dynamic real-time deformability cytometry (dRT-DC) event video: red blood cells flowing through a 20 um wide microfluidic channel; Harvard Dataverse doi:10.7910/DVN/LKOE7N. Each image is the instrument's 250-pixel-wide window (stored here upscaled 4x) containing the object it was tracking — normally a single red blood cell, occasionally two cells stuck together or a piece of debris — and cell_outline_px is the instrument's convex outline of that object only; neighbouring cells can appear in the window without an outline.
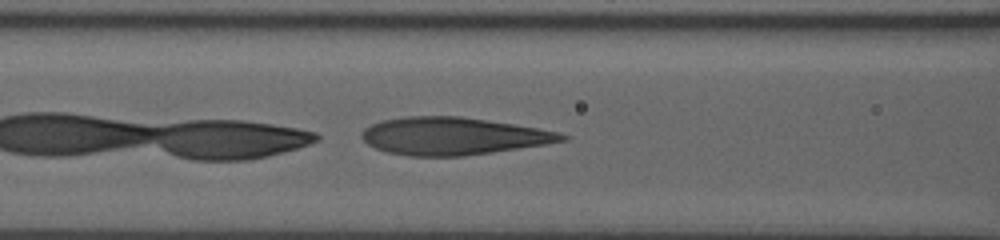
{"species": "human", "species_latin": "Homo sapiens", "temperature_condition": "room temperature", "stored_images_in_passage": 33, "camera_frame_rate_fps": 3000, "um_per_image_px": 0.085, "donor": {"sex": "male"}, "frame": {"image": 1, "passage_image": 7, "time_ms": 1.333, "image_size_px": [1000, 240], "cell_outline_px": [[568, 140], [544, 144], [492, 152], [464, 156], [408, 156], [388, 152], [376, 148], [368, 144], [360, 136], [364, 128], [372, 124], [384, 120], [404, 116], [460, 116], [512, 124], [560, 132], [568, 136]], "centroid_in_image_um": [38.48, 11.57], "position_along_channel_um": 128.1, "area_um2": 43.41}}
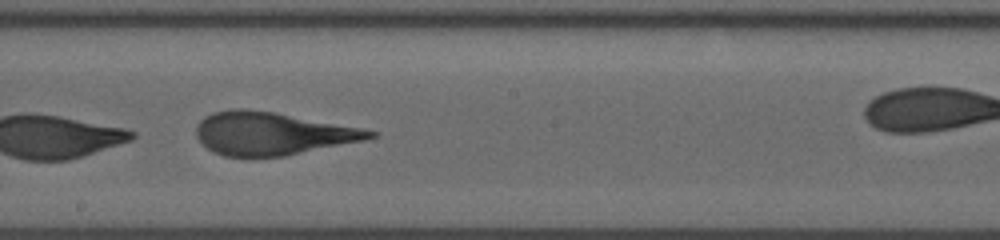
{"frame": {"image": 2, "passage_image": 18, "time_ms": 4.0, "image_size_px": [1000, 240], "cell_outline_px": [[380, 132], [376, 136], [364, 140], [284, 156], [224, 156], [208, 148], [196, 136], [196, 124], [204, 116], [212, 112], [232, 108], [244, 108], [276, 112], [360, 128]], "centroid_in_image_um": [23.09, 11.33], "position_along_channel_um": 225.1, "area_um2": 43.06}}
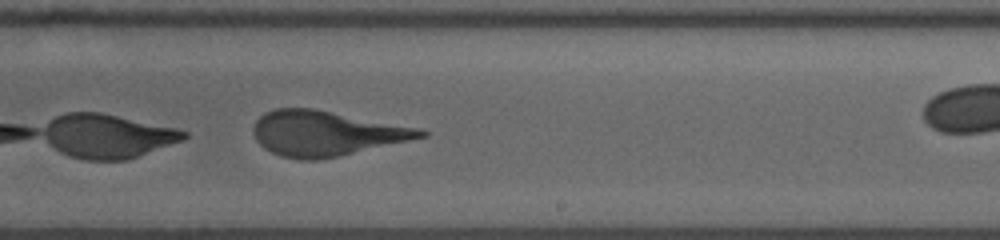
{"frame": {"image": 3, "passage_image": 23, "time_ms": 5.0, "image_size_px": [1000, 240], "cell_outline_px": [[428, 136], [340, 156], [316, 160], [300, 160], [280, 156], [264, 148], [256, 140], [256, 120], [264, 112], [276, 108], [312, 108], [420, 128], [428, 132]], "centroid_in_image_um": [27.73, 11.34], "position_along_channel_um": 261.3, "area_um2": 43.52}}